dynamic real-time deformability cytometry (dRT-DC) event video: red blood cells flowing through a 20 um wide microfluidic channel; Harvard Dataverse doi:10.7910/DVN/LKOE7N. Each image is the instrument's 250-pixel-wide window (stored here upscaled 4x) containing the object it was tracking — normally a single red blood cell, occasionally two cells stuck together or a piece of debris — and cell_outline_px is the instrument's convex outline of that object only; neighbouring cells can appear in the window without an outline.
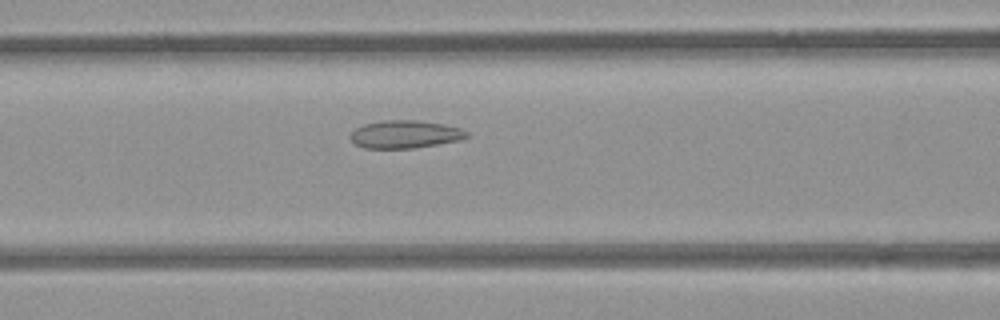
{"species": "common noctule bat (a hibernating species)", "species_latin": "Nyctalus noctula", "temperature_condition": "room temperature", "stored_images_in_passage": 39, "camera_frame_rate_fps": 3000, "um_per_image_px": 0.085, "animal": {"sex": "female", "body_mass_g": 21.9}, "frame": {"image": 1, "passage_image": 8, "time_ms": 2.333, "image_size_px": [1000, 320], "cell_outline_px": [[468, 136], [460, 140], [412, 148], [364, 148], [356, 144], [348, 136], [356, 128], [364, 124], [384, 120], [416, 120], [444, 124], [460, 128], [468, 132]], "centroid_in_image_um": [34.42, 11.41], "position_along_channel_um": 132.2, "area_um2": 18.73}}
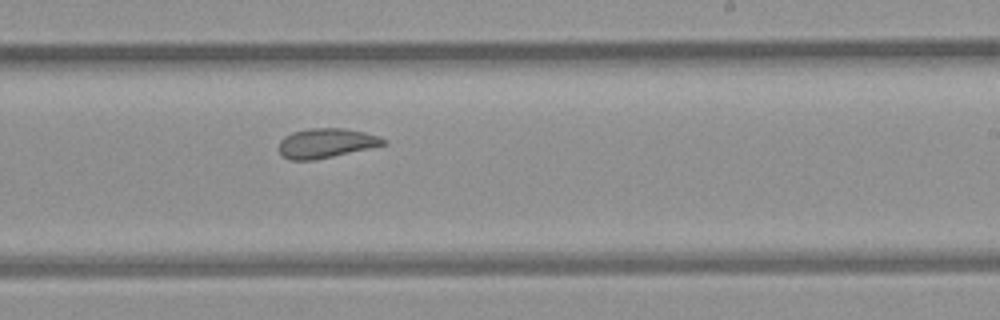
{"frame": {"image": 2, "passage_image": 18, "time_ms": 5.667, "image_size_px": [1000, 320], "cell_outline_px": [[388, 144], [332, 156], [312, 160], [288, 160], [280, 152], [280, 140], [284, 136], [292, 132], [308, 128], [344, 128], [364, 132], [388, 140]], "centroid_in_image_um": [27.72, 12.15], "position_along_channel_um": 261.3, "area_um2": 17.86}}
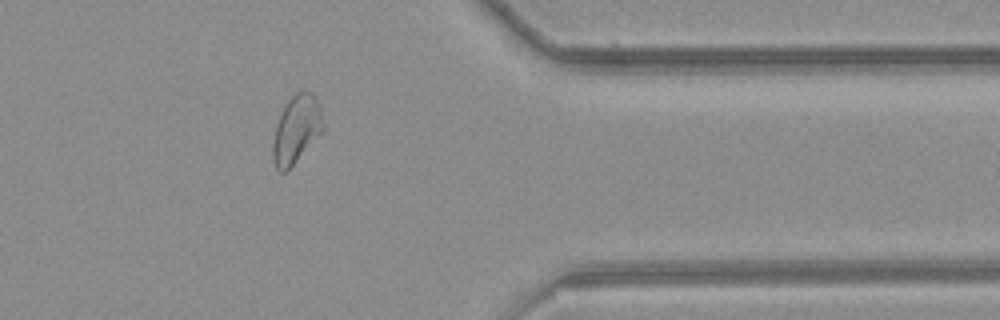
{"frame": {"image": 3, "passage_image": 29, "time_ms": 9.333, "image_size_px": [1000, 320], "cell_outline_px": [[324, 132], [284, 172], [280, 172], [276, 168], [272, 160], [272, 144], [276, 124], [280, 112], [284, 104], [296, 92], [304, 88], [316, 96], [320, 104], [324, 124]], "centroid_in_image_um": [25.21, 10.94], "position_along_channel_um": 386.2, "area_um2": 20.29}, "authors_computed_cell_mechanics": {"area_um2": 19.4786, "velocity_mm_per_s": 3.874, "shape_relaxation_time_tau1_ms": null, "shape_relaxation_time_tau2_ms": 1.8896, "deformation_change_tau1": null, "deformation_change_tau2": 0.0744}}